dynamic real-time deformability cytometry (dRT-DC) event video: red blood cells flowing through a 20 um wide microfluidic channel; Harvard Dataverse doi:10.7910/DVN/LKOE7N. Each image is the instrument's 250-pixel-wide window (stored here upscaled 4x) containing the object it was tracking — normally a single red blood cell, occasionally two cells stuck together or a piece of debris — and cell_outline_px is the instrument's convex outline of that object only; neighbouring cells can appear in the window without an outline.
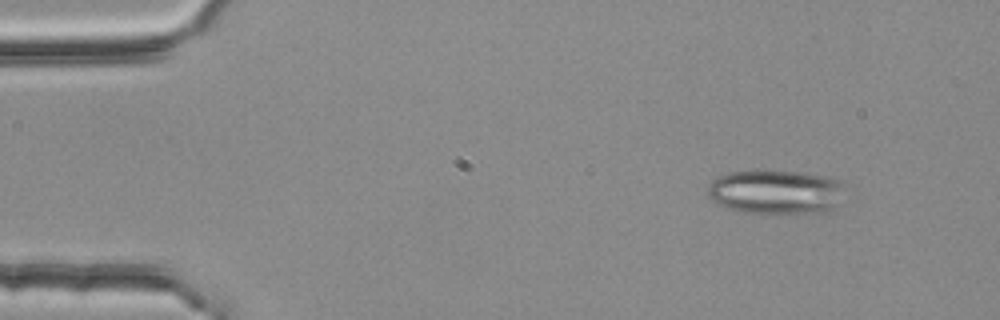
{"species": "common noctule bat (a hibernating species)", "species_latin": "Nyctalus noctula", "temperature_condition": "room temperature", "stored_images_in_passage": 4, "camera_frame_rate_fps": 3000, "um_per_image_px": 0.085, "animal": {"sex": "female", "body_mass_g": 25.1}, "frame": {"image": 1, "passage_image": 4, "time_ms": 1.0, "image_size_px": [1000, 320], "cell_outline_px": [[844, 180], [832, 208], [828, 212], [764, 216], [744, 212], [720, 204], [712, 200], [708, 192], [708, 184], [712, 180], [728, 172], [792, 172], [824, 176]], "centroid_in_image_um": [65.91, 16.37], "position_along_channel_um": 19.1, "area_um2": 35.08}}